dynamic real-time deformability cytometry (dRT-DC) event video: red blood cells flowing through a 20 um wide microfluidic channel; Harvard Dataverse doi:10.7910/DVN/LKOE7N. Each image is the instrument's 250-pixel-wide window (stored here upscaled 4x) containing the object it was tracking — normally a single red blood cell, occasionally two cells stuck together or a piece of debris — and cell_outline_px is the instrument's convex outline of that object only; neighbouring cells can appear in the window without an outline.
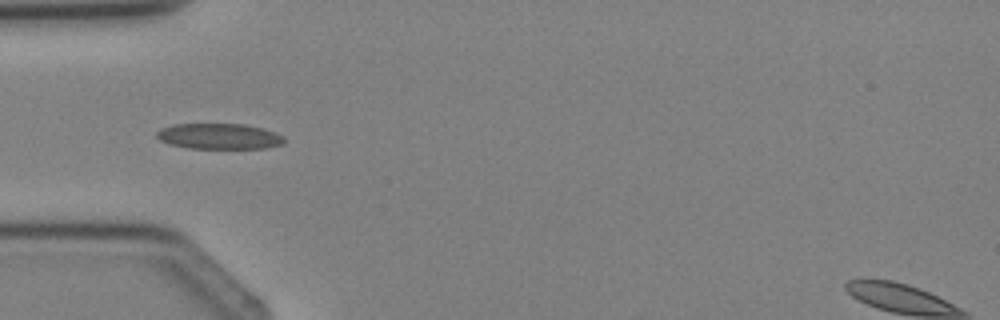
{"species": "Egyptian fruit bat (a non-hibernating species)", "species_latin": "Rousettus aegyptiacus", "temperature_condition": "cold", "stored_images_in_passage": 4, "camera_frame_rate_fps": 3000, "um_per_image_px": 0.085, "animal": {"sex": "female"}, "frame": {"image": 1, "passage_image": 4, "time_ms": 3.333, "image_size_px": [1000, 320], "cell_outline_px": [[284, 140], [280, 144], [264, 148], [188, 148], [168, 144], [160, 140], [156, 136], [156, 132], [160, 128], [172, 124], [244, 124], [264, 128], [276, 132]], "centroid_in_image_um": [18.56, 11.57], "position_along_channel_um": 66.4, "area_um2": 19.02}}